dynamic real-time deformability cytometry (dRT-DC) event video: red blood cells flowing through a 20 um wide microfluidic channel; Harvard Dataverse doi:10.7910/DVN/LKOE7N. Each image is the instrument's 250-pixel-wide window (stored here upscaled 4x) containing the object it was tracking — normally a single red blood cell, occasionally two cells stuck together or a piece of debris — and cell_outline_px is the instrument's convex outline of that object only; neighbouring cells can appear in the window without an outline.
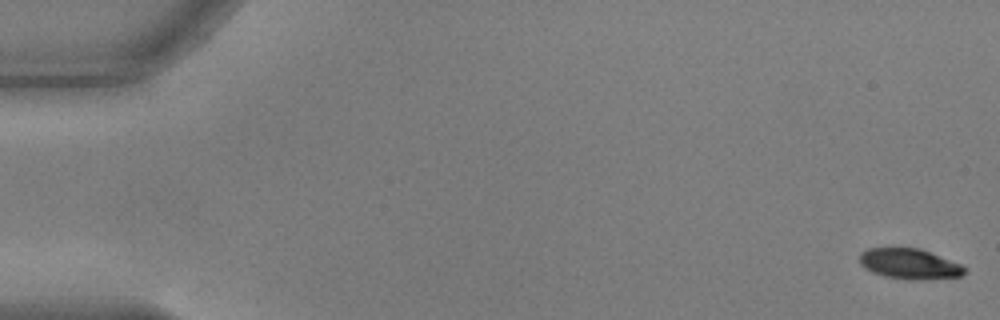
{"species": "common noctule bat (a hibernating species)", "species_latin": "Nyctalus noctula", "temperature_condition": "warm", "stored_images_in_passage": 55, "camera_frame_rate_fps": 3000, "um_per_image_px": 0.085, "animal": {"sex": "male", "body_mass_g": 17.9, "forearm_length_mm": 54.2}, "frame": {"image": 1, "passage_image": 1, "time_ms": 0.0, "image_size_px": [1000, 320], "cell_outline_px": [[968, 268], [960, 276], [916, 280], [908, 280], [884, 276], [872, 272], [864, 268], [860, 264], [860, 252], [868, 248], [920, 248], [960, 264]], "centroid_in_image_um": [77.27, 22.43], "position_along_channel_um": 7.7, "area_um2": 18.55}}
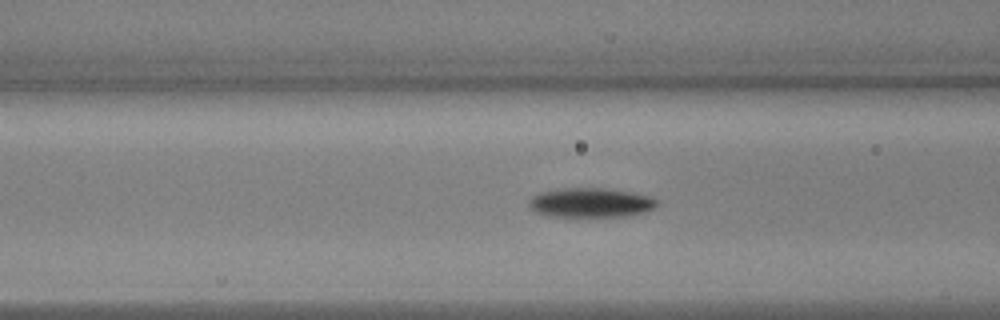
{"frame": {"image": 2, "passage_image": 22, "time_ms": 7.0, "image_size_px": [1000, 320], "cell_outline_px": [[660, 200], [656, 208], [644, 212], [628, 216], [552, 216], [536, 212], [528, 204], [528, 200], [536, 192], [564, 188], [604, 188], [632, 192], [652, 196]], "centroid_in_image_um": [50.25, 17.21], "position_along_channel_um": 116.3, "area_um2": 22.2}}
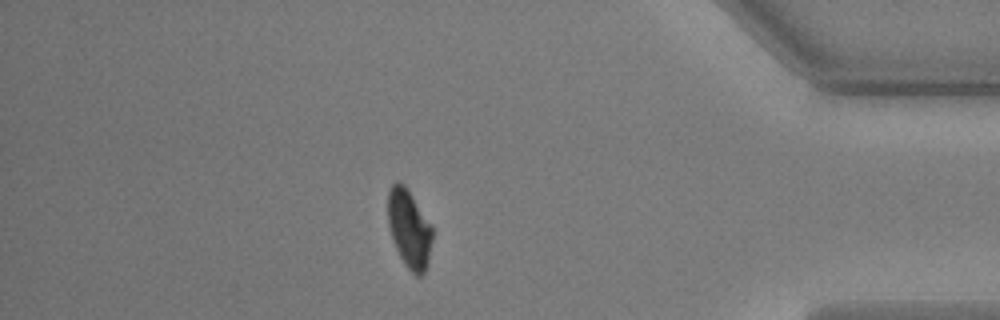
{"frame": {"image": 3, "passage_image": 48, "time_ms": 15.667, "image_size_px": [1000, 320], "cell_outline_px": [[432, 240], [428, 264], [424, 272], [420, 276], [416, 276], [404, 264], [396, 248], [388, 224], [388, 192], [392, 184], [396, 180], [400, 180], [408, 188], [432, 224]], "centroid_in_image_um": [34.79, 19.4], "position_along_channel_um": 400.4, "area_um2": 20.52}, "authors_computed_cell_mechanics": {"area_um2": 21.1548, "velocity_mm_per_s": 3.684, "shape_relaxation_time_tau1_ms": 2.3921, "shape_relaxation_time_tau2_ms": null, "deformation_change_tau1": 0.1286, "deformation_change_tau2": null}}